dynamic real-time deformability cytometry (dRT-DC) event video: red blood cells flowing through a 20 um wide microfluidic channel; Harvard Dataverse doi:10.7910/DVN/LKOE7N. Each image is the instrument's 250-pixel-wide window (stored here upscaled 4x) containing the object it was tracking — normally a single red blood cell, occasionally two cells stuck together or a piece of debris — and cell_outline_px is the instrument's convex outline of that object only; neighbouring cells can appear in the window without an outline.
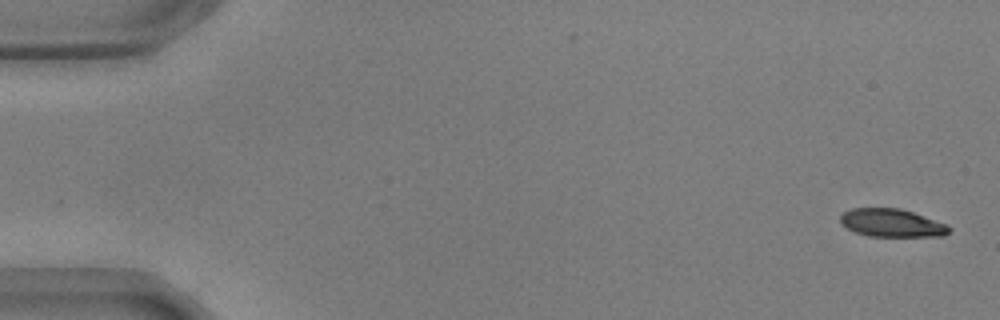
{"species": "common noctule bat (a hibernating species)", "species_latin": "Nyctalus noctula", "temperature_condition": "warm", "stored_images_in_passage": 56, "segment_of_instrument_passage": [1, 2], "camera_frame_rate_fps": 3000, "um_per_image_px": 0.085, "animal": {"sex": "male", "body_mass_g": 17.9, "forearm_length_mm": 54.2}, "frame": {"image": 1, "passage_image": 1, "time_ms": 0.0, "image_size_px": [1000, 320], "cell_outline_px": [[952, 228], [944, 236], [868, 236], [856, 232], [840, 224], [840, 216], [844, 212], [852, 208], [900, 208], [948, 224]], "centroid_in_image_um": [75.81, 18.95], "position_along_channel_um": 9.2, "area_um2": 17.74}}
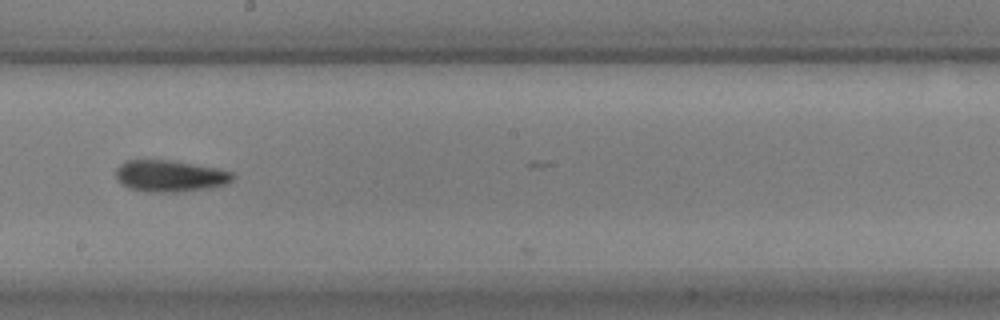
{"frame": {"image": 2, "passage_image": 31, "time_ms": 10.0, "image_size_px": [1000, 320], "cell_outline_px": [[236, 176], [228, 184], [208, 188], [180, 192], [144, 192], [128, 188], [120, 184], [116, 176], [116, 168], [120, 164], [128, 160], [172, 160], [216, 168], [232, 172]], "centroid_in_image_um": [14.44, 14.97], "position_along_channel_um": 233.8, "area_um2": 21.73}}
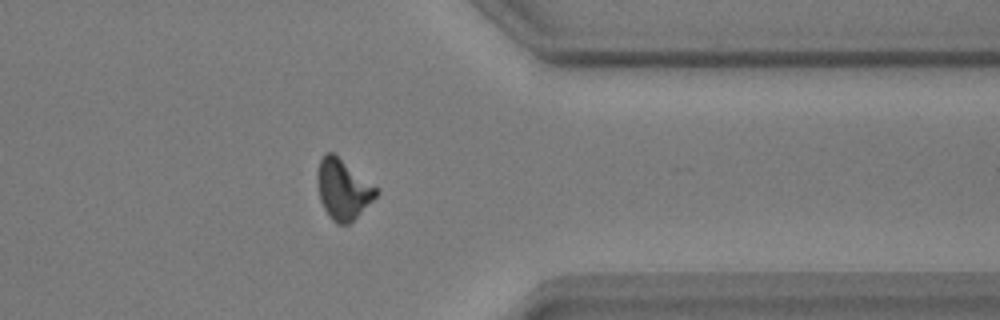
{"frame": {"image": 3, "passage_image": 44, "time_ms": 14.333, "image_size_px": [1000, 320], "cell_outline_px": [[380, 192], [348, 224], [336, 224], [328, 216], [320, 200], [316, 180], [316, 172], [320, 160], [324, 152], [332, 152], [380, 188]], "centroid_in_image_um": [29.14, 16.06], "position_along_channel_um": 382.3, "area_um2": 20.69}}